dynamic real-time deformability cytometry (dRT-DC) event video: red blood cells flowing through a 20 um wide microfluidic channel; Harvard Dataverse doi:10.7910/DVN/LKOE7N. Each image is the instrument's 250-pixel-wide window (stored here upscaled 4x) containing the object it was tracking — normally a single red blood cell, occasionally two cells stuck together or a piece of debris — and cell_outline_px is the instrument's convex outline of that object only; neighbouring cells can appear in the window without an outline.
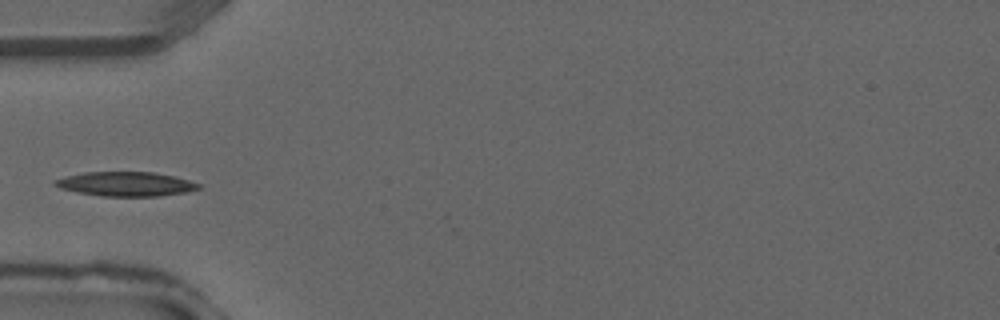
{"species": "common noctule bat (a hibernating species)", "species_latin": "Nyctalus noctula", "temperature_condition": "warm", "stored_images_in_passage": 25, "camera_frame_rate_fps": 3000, "um_per_image_px": 0.085, "animal": {"sex": "male", "forearm_length_mm": 52.5}, "frame": {"image": 1, "passage_image": 1, "time_ms": 0.0, "image_size_px": [1000, 320], "cell_outline_px": [[200, 188], [184, 192], [160, 196], [100, 196], [76, 192], [60, 188], [52, 184], [52, 180], [84, 172], [152, 172], [176, 176], [200, 184]], "centroid_in_image_um": [10.66, 15.64], "position_along_channel_um": 74.3, "area_um2": 20.35}}